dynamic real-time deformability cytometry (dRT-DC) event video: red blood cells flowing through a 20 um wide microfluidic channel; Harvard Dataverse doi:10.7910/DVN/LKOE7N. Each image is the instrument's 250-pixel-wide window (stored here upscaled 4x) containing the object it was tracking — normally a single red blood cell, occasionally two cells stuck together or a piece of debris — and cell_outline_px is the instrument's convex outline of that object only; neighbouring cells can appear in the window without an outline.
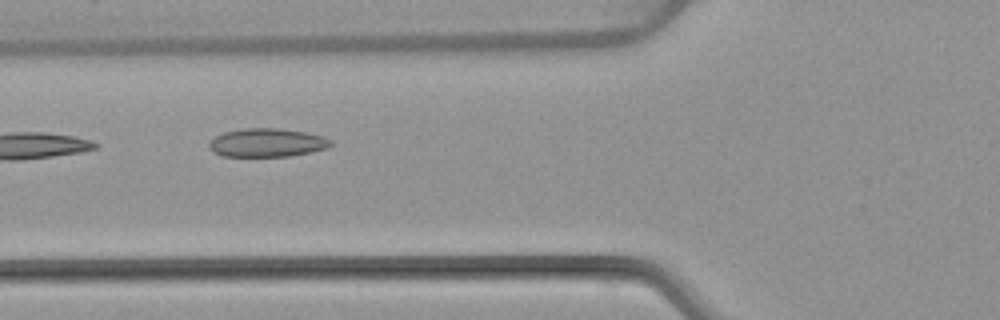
{"species": "common noctule bat (a hibernating species)", "species_latin": "Nyctalus noctula", "temperature_condition": "warm", "stored_images_in_passage": 7, "camera_frame_rate_fps": 3000, "um_per_image_px": 0.085, "animal": {"sex": "female", "body_mass_g": 22.7, "forearm_length_mm": 54.2}, "frame": {"image": 1, "passage_image": 6, "time_ms": 6.0, "image_size_px": [1000, 320], "cell_outline_px": [[332, 144], [328, 148], [312, 152], [288, 156], [220, 156], [212, 152], [208, 148], [208, 144], [216, 136], [224, 132], [244, 128], [276, 128], [308, 132], [324, 136], [332, 140]], "centroid_in_image_um": [22.71, 12.13], "position_along_channel_um": 103.1, "area_um2": 20.4}}
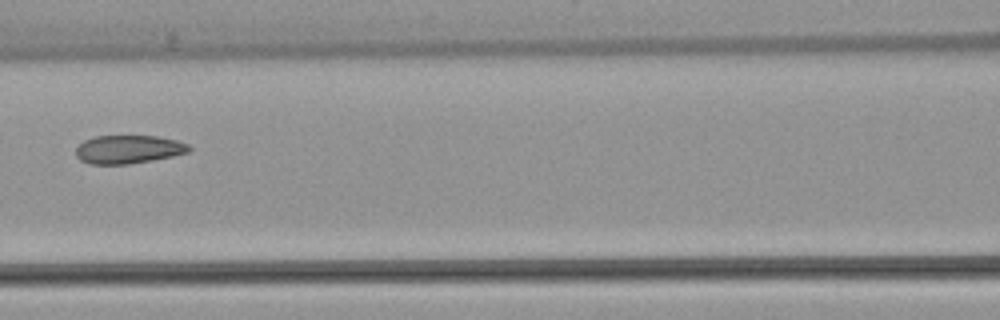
{"frame": {"image": 2, "passage_image": 7, "time_ms": 7.333, "image_size_px": [1000, 320], "cell_outline_px": [[192, 148], [188, 152], [172, 156], [152, 160], [128, 164], [88, 164], [80, 160], [76, 156], [76, 148], [84, 140], [96, 136], [156, 136], [176, 140], [188, 144]], "centroid_in_image_um": [10.9, 12.7], "position_along_channel_um": 155.7, "area_um2": 18.67}}